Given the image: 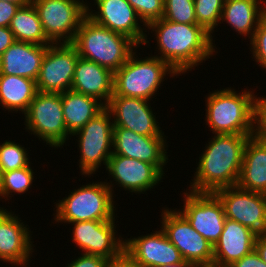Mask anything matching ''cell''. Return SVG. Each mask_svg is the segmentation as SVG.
Returning a JSON list of instances; mask_svg holds the SVG:
<instances>
[{
	"mask_svg": "<svg viewBox=\"0 0 266 267\" xmlns=\"http://www.w3.org/2000/svg\"><path fill=\"white\" fill-rule=\"evenodd\" d=\"M106 267H137L132 260L123 253L120 257L109 260Z\"/></svg>",
	"mask_w": 266,
	"mask_h": 267,
	"instance_id": "60d3db41",
	"label": "cell"
},
{
	"mask_svg": "<svg viewBox=\"0 0 266 267\" xmlns=\"http://www.w3.org/2000/svg\"><path fill=\"white\" fill-rule=\"evenodd\" d=\"M160 267H193V266L189 262L183 260L182 262H179L177 264H169Z\"/></svg>",
	"mask_w": 266,
	"mask_h": 267,
	"instance_id": "b9f144b4",
	"label": "cell"
},
{
	"mask_svg": "<svg viewBox=\"0 0 266 267\" xmlns=\"http://www.w3.org/2000/svg\"><path fill=\"white\" fill-rule=\"evenodd\" d=\"M114 73L96 62L79 57L71 90L94 97L105 106L113 95Z\"/></svg>",
	"mask_w": 266,
	"mask_h": 267,
	"instance_id": "603a6c76",
	"label": "cell"
},
{
	"mask_svg": "<svg viewBox=\"0 0 266 267\" xmlns=\"http://www.w3.org/2000/svg\"><path fill=\"white\" fill-rule=\"evenodd\" d=\"M135 9L139 19L147 27L164 14V0H127Z\"/></svg>",
	"mask_w": 266,
	"mask_h": 267,
	"instance_id": "d6a6232c",
	"label": "cell"
},
{
	"mask_svg": "<svg viewBox=\"0 0 266 267\" xmlns=\"http://www.w3.org/2000/svg\"><path fill=\"white\" fill-rule=\"evenodd\" d=\"M115 221L116 219L69 223L73 225L71 239L83 254L116 259L124 253L125 239L120 234L118 236Z\"/></svg>",
	"mask_w": 266,
	"mask_h": 267,
	"instance_id": "4fadbf2b",
	"label": "cell"
},
{
	"mask_svg": "<svg viewBox=\"0 0 266 267\" xmlns=\"http://www.w3.org/2000/svg\"><path fill=\"white\" fill-rule=\"evenodd\" d=\"M136 51L114 72L112 96H126L152 100L162 86L166 75L170 78L178 73L165 61L152 55L139 58ZM169 74V75H168ZM162 83V84H161Z\"/></svg>",
	"mask_w": 266,
	"mask_h": 267,
	"instance_id": "5b68a950",
	"label": "cell"
},
{
	"mask_svg": "<svg viewBox=\"0 0 266 267\" xmlns=\"http://www.w3.org/2000/svg\"><path fill=\"white\" fill-rule=\"evenodd\" d=\"M112 115L105 107L93 117L82 129L72 136L78 142L80 151L79 170L85 177H94L99 167L105 165L113 153V127ZM78 135V136H77ZM103 163V164H102Z\"/></svg>",
	"mask_w": 266,
	"mask_h": 267,
	"instance_id": "52a82bcc",
	"label": "cell"
},
{
	"mask_svg": "<svg viewBox=\"0 0 266 267\" xmlns=\"http://www.w3.org/2000/svg\"><path fill=\"white\" fill-rule=\"evenodd\" d=\"M255 136L266 141V97L256 98Z\"/></svg>",
	"mask_w": 266,
	"mask_h": 267,
	"instance_id": "e575fe53",
	"label": "cell"
},
{
	"mask_svg": "<svg viewBox=\"0 0 266 267\" xmlns=\"http://www.w3.org/2000/svg\"><path fill=\"white\" fill-rule=\"evenodd\" d=\"M124 253L137 267H160L184 260L162 229L125 239Z\"/></svg>",
	"mask_w": 266,
	"mask_h": 267,
	"instance_id": "d6986e66",
	"label": "cell"
},
{
	"mask_svg": "<svg viewBox=\"0 0 266 267\" xmlns=\"http://www.w3.org/2000/svg\"><path fill=\"white\" fill-rule=\"evenodd\" d=\"M61 99L66 129L71 136L106 107L98 99L73 90L61 93Z\"/></svg>",
	"mask_w": 266,
	"mask_h": 267,
	"instance_id": "484cf974",
	"label": "cell"
},
{
	"mask_svg": "<svg viewBox=\"0 0 266 267\" xmlns=\"http://www.w3.org/2000/svg\"><path fill=\"white\" fill-rule=\"evenodd\" d=\"M46 38L52 44L72 43L87 16V7L77 0H32Z\"/></svg>",
	"mask_w": 266,
	"mask_h": 267,
	"instance_id": "9c48e42d",
	"label": "cell"
},
{
	"mask_svg": "<svg viewBox=\"0 0 266 267\" xmlns=\"http://www.w3.org/2000/svg\"><path fill=\"white\" fill-rule=\"evenodd\" d=\"M15 42L13 32L9 27H0V56Z\"/></svg>",
	"mask_w": 266,
	"mask_h": 267,
	"instance_id": "f35d334b",
	"label": "cell"
},
{
	"mask_svg": "<svg viewBox=\"0 0 266 267\" xmlns=\"http://www.w3.org/2000/svg\"><path fill=\"white\" fill-rule=\"evenodd\" d=\"M255 233L249 227L226 218L219 240L213 246V264L229 267L255 249Z\"/></svg>",
	"mask_w": 266,
	"mask_h": 267,
	"instance_id": "44dd1931",
	"label": "cell"
},
{
	"mask_svg": "<svg viewBox=\"0 0 266 267\" xmlns=\"http://www.w3.org/2000/svg\"><path fill=\"white\" fill-rule=\"evenodd\" d=\"M208 267H220V266H216V265L212 264V265H210Z\"/></svg>",
	"mask_w": 266,
	"mask_h": 267,
	"instance_id": "bcb514c9",
	"label": "cell"
},
{
	"mask_svg": "<svg viewBox=\"0 0 266 267\" xmlns=\"http://www.w3.org/2000/svg\"><path fill=\"white\" fill-rule=\"evenodd\" d=\"M23 145L5 140L0 144V173L27 167L31 162Z\"/></svg>",
	"mask_w": 266,
	"mask_h": 267,
	"instance_id": "4dcf8cb0",
	"label": "cell"
},
{
	"mask_svg": "<svg viewBox=\"0 0 266 267\" xmlns=\"http://www.w3.org/2000/svg\"><path fill=\"white\" fill-rule=\"evenodd\" d=\"M105 169L108 171V176L111 175L110 178H113L110 183L105 180L113 196H115L114 184L131 193L147 194L146 191L158 186L157 184L163 182L161 180L165 176L153 164L113 153Z\"/></svg>",
	"mask_w": 266,
	"mask_h": 267,
	"instance_id": "2e32d148",
	"label": "cell"
},
{
	"mask_svg": "<svg viewBox=\"0 0 266 267\" xmlns=\"http://www.w3.org/2000/svg\"><path fill=\"white\" fill-rule=\"evenodd\" d=\"M265 15L266 0H225L220 22L251 40Z\"/></svg>",
	"mask_w": 266,
	"mask_h": 267,
	"instance_id": "d4e9b609",
	"label": "cell"
},
{
	"mask_svg": "<svg viewBox=\"0 0 266 267\" xmlns=\"http://www.w3.org/2000/svg\"><path fill=\"white\" fill-rule=\"evenodd\" d=\"M235 90L227 87L209 92L205 98V123L213 134L255 135V91Z\"/></svg>",
	"mask_w": 266,
	"mask_h": 267,
	"instance_id": "3957f363",
	"label": "cell"
},
{
	"mask_svg": "<svg viewBox=\"0 0 266 267\" xmlns=\"http://www.w3.org/2000/svg\"><path fill=\"white\" fill-rule=\"evenodd\" d=\"M10 30L15 41L30 42L39 45H51L46 38L38 12L33 3L20 6L11 19Z\"/></svg>",
	"mask_w": 266,
	"mask_h": 267,
	"instance_id": "83f0119b",
	"label": "cell"
},
{
	"mask_svg": "<svg viewBox=\"0 0 266 267\" xmlns=\"http://www.w3.org/2000/svg\"><path fill=\"white\" fill-rule=\"evenodd\" d=\"M183 208L177 209L213 246L223 231L226 216L219 198L212 192H183Z\"/></svg>",
	"mask_w": 266,
	"mask_h": 267,
	"instance_id": "8fae6325",
	"label": "cell"
},
{
	"mask_svg": "<svg viewBox=\"0 0 266 267\" xmlns=\"http://www.w3.org/2000/svg\"><path fill=\"white\" fill-rule=\"evenodd\" d=\"M25 129L46 142L49 147L61 148L71 140L65 125L61 93L37 92L24 114Z\"/></svg>",
	"mask_w": 266,
	"mask_h": 267,
	"instance_id": "ba28073f",
	"label": "cell"
},
{
	"mask_svg": "<svg viewBox=\"0 0 266 267\" xmlns=\"http://www.w3.org/2000/svg\"><path fill=\"white\" fill-rule=\"evenodd\" d=\"M73 190L55 204V223L67 225L77 221H107L118 217L116 205L114 207L115 197L105 181L90 182Z\"/></svg>",
	"mask_w": 266,
	"mask_h": 267,
	"instance_id": "8992f818",
	"label": "cell"
},
{
	"mask_svg": "<svg viewBox=\"0 0 266 267\" xmlns=\"http://www.w3.org/2000/svg\"><path fill=\"white\" fill-rule=\"evenodd\" d=\"M71 44L79 57L96 62L113 73L139 47L132 39L97 24L88 16L82 21Z\"/></svg>",
	"mask_w": 266,
	"mask_h": 267,
	"instance_id": "277c9868",
	"label": "cell"
},
{
	"mask_svg": "<svg viewBox=\"0 0 266 267\" xmlns=\"http://www.w3.org/2000/svg\"><path fill=\"white\" fill-rule=\"evenodd\" d=\"M146 29L148 35L151 30L156 36L158 50L155 51L158 54L154 56L167 62L178 75L192 71L218 53L214 36L200 25L176 23L161 18L151 22Z\"/></svg>",
	"mask_w": 266,
	"mask_h": 267,
	"instance_id": "6da1fadb",
	"label": "cell"
},
{
	"mask_svg": "<svg viewBox=\"0 0 266 267\" xmlns=\"http://www.w3.org/2000/svg\"><path fill=\"white\" fill-rule=\"evenodd\" d=\"M229 267H266V263L260 258L254 249L249 254L243 256L240 260L235 261Z\"/></svg>",
	"mask_w": 266,
	"mask_h": 267,
	"instance_id": "74e56055",
	"label": "cell"
},
{
	"mask_svg": "<svg viewBox=\"0 0 266 267\" xmlns=\"http://www.w3.org/2000/svg\"><path fill=\"white\" fill-rule=\"evenodd\" d=\"M221 201L226 218L249 227L255 233L266 232V195L230 186L213 192Z\"/></svg>",
	"mask_w": 266,
	"mask_h": 267,
	"instance_id": "5bb4252c",
	"label": "cell"
},
{
	"mask_svg": "<svg viewBox=\"0 0 266 267\" xmlns=\"http://www.w3.org/2000/svg\"><path fill=\"white\" fill-rule=\"evenodd\" d=\"M250 41V51L253 61L258 66L266 69V15L260 20L259 25ZM266 71V70H265Z\"/></svg>",
	"mask_w": 266,
	"mask_h": 267,
	"instance_id": "836d02e7",
	"label": "cell"
},
{
	"mask_svg": "<svg viewBox=\"0 0 266 267\" xmlns=\"http://www.w3.org/2000/svg\"><path fill=\"white\" fill-rule=\"evenodd\" d=\"M48 45L15 41L0 56V75H15L37 80Z\"/></svg>",
	"mask_w": 266,
	"mask_h": 267,
	"instance_id": "7402d4cb",
	"label": "cell"
},
{
	"mask_svg": "<svg viewBox=\"0 0 266 267\" xmlns=\"http://www.w3.org/2000/svg\"><path fill=\"white\" fill-rule=\"evenodd\" d=\"M14 213L8 210L0 217V261L11 266L30 267L35 247L31 241L32 232Z\"/></svg>",
	"mask_w": 266,
	"mask_h": 267,
	"instance_id": "ffe728a7",
	"label": "cell"
},
{
	"mask_svg": "<svg viewBox=\"0 0 266 267\" xmlns=\"http://www.w3.org/2000/svg\"><path fill=\"white\" fill-rule=\"evenodd\" d=\"M7 210L4 207L0 206V217L6 212Z\"/></svg>",
	"mask_w": 266,
	"mask_h": 267,
	"instance_id": "ee69618b",
	"label": "cell"
},
{
	"mask_svg": "<svg viewBox=\"0 0 266 267\" xmlns=\"http://www.w3.org/2000/svg\"><path fill=\"white\" fill-rule=\"evenodd\" d=\"M149 102L140 98L112 96L106 108L114 119V127H123L144 136H164Z\"/></svg>",
	"mask_w": 266,
	"mask_h": 267,
	"instance_id": "ac0fdd59",
	"label": "cell"
},
{
	"mask_svg": "<svg viewBox=\"0 0 266 267\" xmlns=\"http://www.w3.org/2000/svg\"><path fill=\"white\" fill-rule=\"evenodd\" d=\"M34 171L29 164L27 167L10 170L1 174L0 179V199L9 200L13 193L19 195L26 193L34 182ZM7 198V199H6Z\"/></svg>",
	"mask_w": 266,
	"mask_h": 267,
	"instance_id": "f1b7e54d",
	"label": "cell"
},
{
	"mask_svg": "<svg viewBox=\"0 0 266 267\" xmlns=\"http://www.w3.org/2000/svg\"><path fill=\"white\" fill-rule=\"evenodd\" d=\"M36 81L15 75H0V106L25 114L37 93Z\"/></svg>",
	"mask_w": 266,
	"mask_h": 267,
	"instance_id": "4316f807",
	"label": "cell"
},
{
	"mask_svg": "<svg viewBox=\"0 0 266 267\" xmlns=\"http://www.w3.org/2000/svg\"><path fill=\"white\" fill-rule=\"evenodd\" d=\"M79 53L71 43L48 45L36 80L37 91L63 93L71 90Z\"/></svg>",
	"mask_w": 266,
	"mask_h": 267,
	"instance_id": "7c38bea8",
	"label": "cell"
},
{
	"mask_svg": "<svg viewBox=\"0 0 266 267\" xmlns=\"http://www.w3.org/2000/svg\"><path fill=\"white\" fill-rule=\"evenodd\" d=\"M77 1H81L87 8L90 6L91 7V3H87V2H84V0H77Z\"/></svg>",
	"mask_w": 266,
	"mask_h": 267,
	"instance_id": "f6af8a7d",
	"label": "cell"
},
{
	"mask_svg": "<svg viewBox=\"0 0 266 267\" xmlns=\"http://www.w3.org/2000/svg\"><path fill=\"white\" fill-rule=\"evenodd\" d=\"M160 217V228L185 261L193 267H208L213 264V245L190 225L177 208L173 210L163 207Z\"/></svg>",
	"mask_w": 266,
	"mask_h": 267,
	"instance_id": "30bf717a",
	"label": "cell"
},
{
	"mask_svg": "<svg viewBox=\"0 0 266 267\" xmlns=\"http://www.w3.org/2000/svg\"><path fill=\"white\" fill-rule=\"evenodd\" d=\"M165 137L144 136L123 127H113V154L153 164L164 175L169 160Z\"/></svg>",
	"mask_w": 266,
	"mask_h": 267,
	"instance_id": "e0dca14e",
	"label": "cell"
},
{
	"mask_svg": "<svg viewBox=\"0 0 266 267\" xmlns=\"http://www.w3.org/2000/svg\"><path fill=\"white\" fill-rule=\"evenodd\" d=\"M2 1L15 2V3H18L20 6H24V5L32 3V0H2Z\"/></svg>",
	"mask_w": 266,
	"mask_h": 267,
	"instance_id": "7bdbcfd3",
	"label": "cell"
},
{
	"mask_svg": "<svg viewBox=\"0 0 266 267\" xmlns=\"http://www.w3.org/2000/svg\"><path fill=\"white\" fill-rule=\"evenodd\" d=\"M254 135L214 134L200 154L190 187L192 192H214L236 186L246 142ZM191 188V189H190Z\"/></svg>",
	"mask_w": 266,
	"mask_h": 267,
	"instance_id": "7a4b0ae2",
	"label": "cell"
},
{
	"mask_svg": "<svg viewBox=\"0 0 266 267\" xmlns=\"http://www.w3.org/2000/svg\"><path fill=\"white\" fill-rule=\"evenodd\" d=\"M225 0H194L197 25L202 26L211 35L221 24V15Z\"/></svg>",
	"mask_w": 266,
	"mask_h": 267,
	"instance_id": "f546056e",
	"label": "cell"
},
{
	"mask_svg": "<svg viewBox=\"0 0 266 267\" xmlns=\"http://www.w3.org/2000/svg\"><path fill=\"white\" fill-rule=\"evenodd\" d=\"M19 7L18 3L0 0V27H9Z\"/></svg>",
	"mask_w": 266,
	"mask_h": 267,
	"instance_id": "8d00e7d4",
	"label": "cell"
},
{
	"mask_svg": "<svg viewBox=\"0 0 266 267\" xmlns=\"http://www.w3.org/2000/svg\"><path fill=\"white\" fill-rule=\"evenodd\" d=\"M93 5L94 7L97 5V11L88 7L87 16L94 22L113 32L127 36L139 47L149 43L150 40L145 33L147 32L146 26L127 0H94Z\"/></svg>",
	"mask_w": 266,
	"mask_h": 267,
	"instance_id": "9a60e30c",
	"label": "cell"
},
{
	"mask_svg": "<svg viewBox=\"0 0 266 267\" xmlns=\"http://www.w3.org/2000/svg\"><path fill=\"white\" fill-rule=\"evenodd\" d=\"M237 186L266 195V141L255 135L246 142Z\"/></svg>",
	"mask_w": 266,
	"mask_h": 267,
	"instance_id": "cb8c5ba5",
	"label": "cell"
},
{
	"mask_svg": "<svg viewBox=\"0 0 266 267\" xmlns=\"http://www.w3.org/2000/svg\"><path fill=\"white\" fill-rule=\"evenodd\" d=\"M163 19L176 23L197 24L194 0H164Z\"/></svg>",
	"mask_w": 266,
	"mask_h": 267,
	"instance_id": "1f68e13d",
	"label": "cell"
},
{
	"mask_svg": "<svg viewBox=\"0 0 266 267\" xmlns=\"http://www.w3.org/2000/svg\"><path fill=\"white\" fill-rule=\"evenodd\" d=\"M255 250L260 258L266 263V232L257 234L255 239Z\"/></svg>",
	"mask_w": 266,
	"mask_h": 267,
	"instance_id": "ab89813d",
	"label": "cell"
},
{
	"mask_svg": "<svg viewBox=\"0 0 266 267\" xmlns=\"http://www.w3.org/2000/svg\"><path fill=\"white\" fill-rule=\"evenodd\" d=\"M108 259L98 255H87L81 253L79 257L71 260L65 267H106Z\"/></svg>",
	"mask_w": 266,
	"mask_h": 267,
	"instance_id": "d590c367",
	"label": "cell"
}]
</instances>
